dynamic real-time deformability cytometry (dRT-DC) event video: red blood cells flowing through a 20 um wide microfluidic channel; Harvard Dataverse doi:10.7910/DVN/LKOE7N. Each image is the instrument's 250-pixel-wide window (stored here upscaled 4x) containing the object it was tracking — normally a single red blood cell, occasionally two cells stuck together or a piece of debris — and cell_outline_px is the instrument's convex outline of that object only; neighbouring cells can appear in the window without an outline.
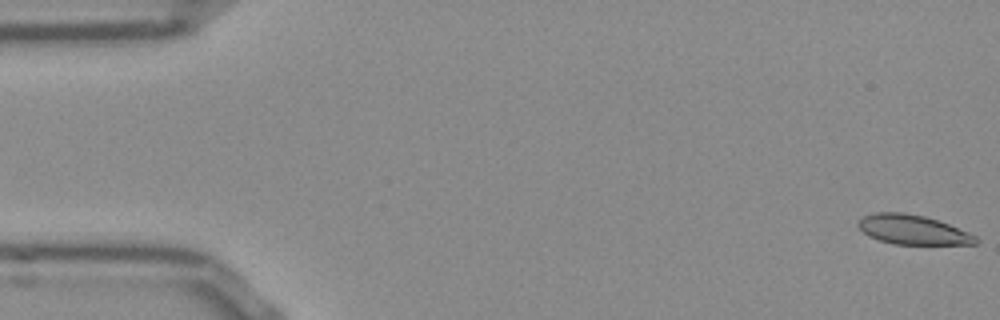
{"species": "Egyptian fruit bat (a non-hibernating species)", "species_latin": "Rousettus aegyptiacus", "temperature_condition": "room temperature", "stored_images_in_passage": 53, "camera_frame_rate_fps": 3000, "um_per_image_px": 0.085, "frame": {"image": 1, "passage_image": 1, "time_ms": 0.0, "image_size_px": [1000, 320], "cell_outline_px": [[980, 240], [976, 244], [892, 244], [868, 236], [856, 224], [864, 216], [876, 212], [904, 212], [924, 216], [948, 224], [968, 232], [976, 236]], "centroid_in_image_um": [77.58, 19.53], "position_along_channel_um": 7.4, "area_um2": 20.06}}
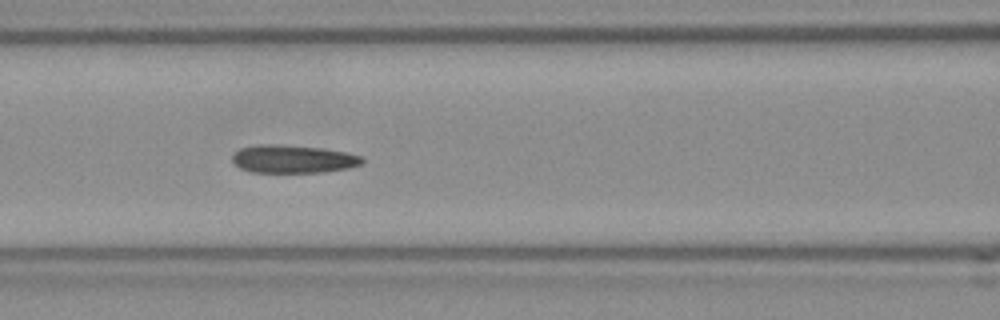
{"frame": {"image": 2, "passage_image": 22, "time_ms": 7.0, "image_size_px": [1000, 320], "cell_outline_px": [[364, 164], [348, 168], [324, 172], [252, 172], [240, 168], [232, 160], [232, 156], [240, 148], [260, 144], [272, 144], [324, 148], [348, 152], [360, 156], [364, 160]], "centroid_in_image_um": [24.95, 13.51], "position_along_channel_um": 141.7, "area_um2": 21.21}}
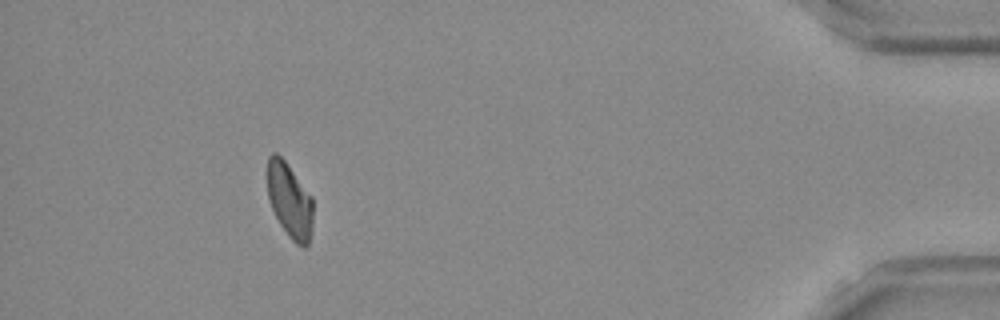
{"frame": {"image": 3, "passage_image": 48, "time_ms": 15.667, "image_size_px": [1000, 320], "cell_outline_px": [[312, 232], [308, 244], [304, 248], [296, 244], [288, 236], [280, 224], [272, 208], [268, 196], [268, 156], [272, 152], [276, 152], [284, 160], [312, 196]], "centroid_in_image_um": [24.63, 17.06], "position_along_channel_um": 410.6, "area_um2": 19.83}, "authors_computed_cell_mechanics": {"area_um2": 21.2704, "velocity_mm_per_s": 3.8405, "shape_relaxation_time_tau1_ms": null, "shape_relaxation_time_tau2_ms": 5.5931, "deformation_change_tau1": null, "deformation_change_tau2": 0.1106}}